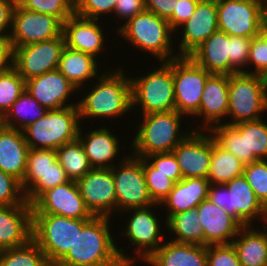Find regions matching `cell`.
<instances>
[{
	"label": "cell",
	"instance_id": "cell-17",
	"mask_svg": "<svg viewBox=\"0 0 267 266\" xmlns=\"http://www.w3.org/2000/svg\"><path fill=\"white\" fill-rule=\"evenodd\" d=\"M86 207L93 216L109 217L117 210L115 182L111 168H93L77 181Z\"/></svg>",
	"mask_w": 267,
	"mask_h": 266
},
{
	"label": "cell",
	"instance_id": "cell-18",
	"mask_svg": "<svg viewBox=\"0 0 267 266\" xmlns=\"http://www.w3.org/2000/svg\"><path fill=\"white\" fill-rule=\"evenodd\" d=\"M194 129L172 151L180 167L182 178H205L212 157V133Z\"/></svg>",
	"mask_w": 267,
	"mask_h": 266
},
{
	"label": "cell",
	"instance_id": "cell-21",
	"mask_svg": "<svg viewBox=\"0 0 267 266\" xmlns=\"http://www.w3.org/2000/svg\"><path fill=\"white\" fill-rule=\"evenodd\" d=\"M25 89L47 110L78 104H66L70 94L78 89L57 69L25 81Z\"/></svg>",
	"mask_w": 267,
	"mask_h": 266
},
{
	"label": "cell",
	"instance_id": "cell-44",
	"mask_svg": "<svg viewBox=\"0 0 267 266\" xmlns=\"http://www.w3.org/2000/svg\"><path fill=\"white\" fill-rule=\"evenodd\" d=\"M26 202L21 182L0 170V205H23Z\"/></svg>",
	"mask_w": 267,
	"mask_h": 266
},
{
	"label": "cell",
	"instance_id": "cell-12",
	"mask_svg": "<svg viewBox=\"0 0 267 266\" xmlns=\"http://www.w3.org/2000/svg\"><path fill=\"white\" fill-rule=\"evenodd\" d=\"M264 4L259 0H217L218 30L229 36L253 38L260 35Z\"/></svg>",
	"mask_w": 267,
	"mask_h": 266
},
{
	"label": "cell",
	"instance_id": "cell-48",
	"mask_svg": "<svg viewBox=\"0 0 267 266\" xmlns=\"http://www.w3.org/2000/svg\"><path fill=\"white\" fill-rule=\"evenodd\" d=\"M145 158L157 169V172L167 174V176L175 182L183 179L177 159L172 152L154 153Z\"/></svg>",
	"mask_w": 267,
	"mask_h": 266
},
{
	"label": "cell",
	"instance_id": "cell-43",
	"mask_svg": "<svg viewBox=\"0 0 267 266\" xmlns=\"http://www.w3.org/2000/svg\"><path fill=\"white\" fill-rule=\"evenodd\" d=\"M243 175L257 199L267 209V160H257L245 165Z\"/></svg>",
	"mask_w": 267,
	"mask_h": 266
},
{
	"label": "cell",
	"instance_id": "cell-26",
	"mask_svg": "<svg viewBox=\"0 0 267 266\" xmlns=\"http://www.w3.org/2000/svg\"><path fill=\"white\" fill-rule=\"evenodd\" d=\"M229 75L212 74L206 81L200 107L194 116L204 117L203 128L209 131L228 114ZM223 117V119H222Z\"/></svg>",
	"mask_w": 267,
	"mask_h": 266
},
{
	"label": "cell",
	"instance_id": "cell-52",
	"mask_svg": "<svg viewBox=\"0 0 267 266\" xmlns=\"http://www.w3.org/2000/svg\"><path fill=\"white\" fill-rule=\"evenodd\" d=\"M145 1H146V11L152 12L168 21L173 15L178 0H145Z\"/></svg>",
	"mask_w": 267,
	"mask_h": 266
},
{
	"label": "cell",
	"instance_id": "cell-24",
	"mask_svg": "<svg viewBox=\"0 0 267 266\" xmlns=\"http://www.w3.org/2000/svg\"><path fill=\"white\" fill-rule=\"evenodd\" d=\"M98 20L73 14L62 23L65 46L96 58L104 47V33Z\"/></svg>",
	"mask_w": 267,
	"mask_h": 266
},
{
	"label": "cell",
	"instance_id": "cell-32",
	"mask_svg": "<svg viewBox=\"0 0 267 266\" xmlns=\"http://www.w3.org/2000/svg\"><path fill=\"white\" fill-rule=\"evenodd\" d=\"M94 56L64 47L57 70L61 72L77 89L89 79L98 76V63Z\"/></svg>",
	"mask_w": 267,
	"mask_h": 266
},
{
	"label": "cell",
	"instance_id": "cell-37",
	"mask_svg": "<svg viewBox=\"0 0 267 266\" xmlns=\"http://www.w3.org/2000/svg\"><path fill=\"white\" fill-rule=\"evenodd\" d=\"M57 160L56 150L30 148L27 155L26 172L21 182L23 192L26 193L40 177H44Z\"/></svg>",
	"mask_w": 267,
	"mask_h": 266
},
{
	"label": "cell",
	"instance_id": "cell-54",
	"mask_svg": "<svg viewBox=\"0 0 267 266\" xmlns=\"http://www.w3.org/2000/svg\"><path fill=\"white\" fill-rule=\"evenodd\" d=\"M14 48L10 36H0V72L13 67Z\"/></svg>",
	"mask_w": 267,
	"mask_h": 266
},
{
	"label": "cell",
	"instance_id": "cell-57",
	"mask_svg": "<svg viewBox=\"0 0 267 266\" xmlns=\"http://www.w3.org/2000/svg\"><path fill=\"white\" fill-rule=\"evenodd\" d=\"M4 127V116L0 113V130Z\"/></svg>",
	"mask_w": 267,
	"mask_h": 266
},
{
	"label": "cell",
	"instance_id": "cell-39",
	"mask_svg": "<svg viewBox=\"0 0 267 266\" xmlns=\"http://www.w3.org/2000/svg\"><path fill=\"white\" fill-rule=\"evenodd\" d=\"M25 90V80L12 67L0 72V113L4 116Z\"/></svg>",
	"mask_w": 267,
	"mask_h": 266
},
{
	"label": "cell",
	"instance_id": "cell-53",
	"mask_svg": "<svg viewBox=\"0 0 267 266\" xmlns=\"http://www.w3.org/2000/svg\"><path fill=\"white\" fill-rule=\"evenodd\" d=\"M16 4L17 0H0V36H10V32L6 30L9 26L12 27L13 11Z\"/></svg>",
	"mask_w": 267,
	"mask_h": 266
},
{
	"label": "cell",
	"instance_id": "cell-42",
	"mask_svg": "<svg viewBox=\"0 0 267 266\" xmlns=\"http://www.w3.org/2000/svg\"><path fill=\"white\" fill-rule=\"evenodd\" d=\"M70 181L66 171L57 160L52 164L49 172L25 193V198L31 205L47 190Z\"/></svg>",
	"mask_w": 267,
	"mask_h": 266
},
{
	"label": "cell",
	"instance_id": "cell-41",
	"mask_svg": "<svg viewBox=\"0 0 267 266\" xmlns=\"http://www.w3.org/2000/svg\"><path fill=\"white\" fill-rule=\"evenodd\" d=\"M17 3L27 10L53 15L62 23L74 14V0H17Z\"/></svg>",
	"mask_w": 267,
	"mask_h": 266
},
{
	"label": "cell",
	"instance_id": "cell-19",
	"mask_svg": "<svg viewBox=\"0 0 267 266\" xmlns=\"http://www.w3.org/2000/svg\"><path fill=\"white\" fill-rule=\"evenodd\" d=\"M153 206L145 208L128 209L133 211L130 216L124 234L127 236L132 245H136L135 254L143 261L149 259L162 245L163 237L161 234L160 221L151 210ZM162 241V242H161Z\"/></svg>",
	"mask_w": 267,
	"mask_h": 266
},
{
	"label": "cell",
	"instance_id": "cell-29",
	"mask_svg": "<svg viewBox=\"0 0 267 266\" xmlns=\"http://www.w3.org/2000/svg\"><path fill=\"white\" fill-rule=\"evenodd\" d=\"M145 262L151 266H207L206 246L169 241Z\"/></svg>",
	"mask_w": 267,
	"mask_h": 266
},
{
	"label": "cell",
	"instance_id": "cell-46",
	"mask_svg": "<svg viewBox=\"0 0 267 266\" xmlns=\"http://www.w3.org/2000/svg\"><path fill=\"white\" fill-rule=\"evenodd\" d=\"M207 266H241L233 244L206 246Z\"/></svg>",
	"mask_w": 267,
	"mask_h": 266
},
{
	"label": "cell",
	"instance_id": "cell-13",
	"mask_svg": "<svg viewBox=\"0 0 267 266\" xmlns=\"http://www.w3.org/2000/svg\"><path fill=\"white\" fill-rule=\"evenodd\" d=\"M211 75L189 56L173 59L176 111L188 116L198 112L206 81Z\"/></svg>",
	"mask_w": 267,
	"mask_h": 266
},
{
	"label": "cell",
	"instance_id": "cell-4",
	"mask_svg": "<svg viewBox=\"0 0 267 266\" xmlns=\"http://www.w3.org/2000/svg\"><path fill=\"white\" fill-rule=\"evenodd\" d=\"M117 31L134 47L148 51L154 55L153 57L158 58L159 62H168L179 57L178 54L173 55L171 34L174 31L169 22L152 12L144 11L137 14L120 28L118 27Z\"/></svg>",
	"mask_w": 267,
	"mask_h": 266
},
{
	"label": "cell",
	"instance_id": "cell-14",
	"mask_svg": "<svg viewBox=\"0 0 267 266\" xmlns=\"http://www.w3.org/2000/svg\"><path fill=\"white\" fill-rule=\"evenodd\" d=\"M64 47L63 34L48 41L16 47L13 68L25 81L56 70Z\"/></svg>",
	"mask_w": 267,
	"mask_h": 266
},
{
	"label": "cell",
	"instance_id": "cell-22",
	"mask_svg": "<svg viewBox=\"0 0 267 266\" xmlns=\"http://www.w3.org/2000/svg\"><path fill=\"white\" fill-rule=\"evenodd\" d=\"M195 209L204 232V246L231 244L243 227L224 209L213 204L209 198L203 200Z\"/></svg>",
	"mask_w": 267,
	"mask_h": 266
},
{
	"label": "cell",
	"instance_id": "cell-47",
	"mask_svg": "<svg viewBox=\"0 0 267 266\" xmlns=\"http://www.w3.org/2000/svg\"><path fill=\"white\" fill-rule=\"evenodd\" d=\"M117 0H74V14L98 20L100 14H111Z\"/></svg>",
	"mask_w": 267,
	"mask_h": 266
},
{
	"label": "cell",
	"instance_id": "cell-51",
	"mask_svg": "<svg viewBox=\"0 0 267 266\" xmlns=\"http://www.w3.org/2000/svg\"><path fill=\"white\" fill-rule=\"evenodd\" d=\"M146 11L145 0H117L114 12L127 23L131 18Z\"/></svg>",
	"mask_w": 267,
	"mask_h": 266
},
{
	"label": "cell",
	"instance_id": "cell-1",
	"mask_svg": "<svg viewBox=\"0 0 267 266\" xmlns=\"http://www.w3.org/2000/svg\"><path fill=\"white\" fill-rule=\"evenodd\" d=\"M109 217L93 216L77 232L67 254L55 266H134V259L118 249L109 228Z\"/></svg>",
	"mask_w": 267,
	"mask_h": 266
},
{
	"label": "cell",
	"instance_id": "cell-38",
	"mask_svg": "<svg viewBox=\"0 0 267 266\" xmlns=\"http://www.w3.org/2000/svg\"><path fill=\"white\" fill-rule=\"evenodd\" d=\"M0 266H51L44 252L31 239L27 244L0 250Z\"/></svg>",
	"mask_w": 267,
	"mask_h": 266
},
{
	"label": "cell",
	"instance_id": "cell-27",
	"mask_svg": "<svg viewBox=\"0 0 267 266\" xmlns=\"http://www.w3.org/2000/svg\"><path fill=\"white\" fill-rule=\"evenodd\" d=\"M29 149L22 130L4 126L0 130V170L22 182Z\"/></svg>",
	"mask_w": 267,
	"mask_h": 266
},
{
	"label": "cell",
	"instance_id": "cell-25",
	"mask_svg": "<svg viewBox=\"0 0 267 266\" xmlns=\"http://www.w3.org/2000/svg\"><path fill=\"white\" fill-rule=\"evenodd\" d=\"M189 57L210 74L239 73L230 64V36L219 30L197 47Z\"/></svg>",
	"mask_w": 267,
	"mask_h": 266
},
{
	"label": "cell",
	"instance_id": "cell-3",
	"mask_svg": "<svg viewBox=\"0 0 267 266\" xmlns=\"http://www.w3.org/2000/svg\"><path fill=\"white\" fill-rule=\"evenodd\" d=\"M143 116L132 140V156L145 158L154 153H171L192 131L181 134V118L178 111L155 112ZM180 130V131H179Z\"/></svg>",
	"mask_w": 267,
	"mask_h": 266
},
{
	"label": "cell",
	"instance_id": "cell-36",
	"mask_svg": "<svg viewBox=\"0 0 267 266\" xmlns=\"http://www.w3.org/2000/svg\"><path fill=\"white\" fill-rule=\"evenodd\" d=\"M56 152L60 165L72 181L77 182L93 169L78 138L57 148Z\"/></svg>",
	"mask_w": 267,
	"mask_h": 266
},
{
	"label": "cell",
	"instance_id": "cell-30",
	"mask_svg": "<svg viewBox=\"0 0 267 266\" xmlns=\"http://www.w3.org/2000/svg\"><path fill=\"white\" fill-rule=\"evenodd\" d=\"M81 127L78 139L83 145L92 168H112V160L120 151L119 139L107 127H101L85 134L83 137ZM110 163V164H109Z\"/></svg>",
	"mask_w": 267,
	"mask_h": 266
},
{
	"label": "cell",
	"instance_id": "cell-8",
	"mask_svg": "<svg viewBox=\"0 0 267 266\" xmlns=\"http://www.w3.org/2000/svg\"><path fill=\"white\" fill-rule=\"evenodd\" d=\"M264 111H267V78L242 72L229 75L227 116L232 120L224 124L259 120Z\"/></svg>",
	"mask_w": 267,
	"mask_h": 266
},
{
	"label": "cell",
	"instance_id": "cell-10",
	"mask_svg": "<svg viewBox=\"0 0 267 266\" xmlns=\"http://www.w3.org/2000/svg\"><path fill=\"white\" fill-rule=\"evenodd\" d=\"M208 198L242 226H252L251 220L260 216L264 223L267 222V209L257 199L243 174L225 184H210Z\"/></svg>",
	"mask_w": 267,
	"mask_h": 266
},
{
	"label": "cell",
	"instance_id": "cell-45",
	"mask_svg": "<svg viewBox=\"0 0 267 266\" xmlns=\"http://www.w3.org/2000/svg\"><path fill=\"white\" fill-rule=\"evenodd\" d=\"M247 65H254V71L248 69L242 73L261 75L267 78V40L260 34L252 38L249 47Z\"/></svg>",
	"mask_w": 267,
	"mask_h": 266
},
{
	"label": "cell",
	"instance_id": "cell-23",
	"mask_svg": "<svg viewBox=\"0 0 267 266\" xmlns=\"http://www.w3.org/2000/svg\"><path fill=\"white\" fill-rule=\"evenodd\" d=\"M32 239V205H0V250L20 247Z\"/></svg>",
	"mask_w": 267,
	"mask_h": 266
},
{
	"label": "cell",
	"instance_id": "cell-40",
	"mask_svg": "<svg viewBox=\"0 0 267 266\" xmlns=\"http://www.w3.org/2000/svg\"><path fill=\"white\" fill-rule=\"evenodd\" d=\"M142 166L150 197L155 203L160 204L176 182L167 174L157 172V169L146 158H142Z\"/></svg>",
	"mask_w": 267,
	"mask_h": 266
},
{
	"label": "cell",
	"instance_id": "cell-15",
	"mask_svg": "<svg viewBox=\"0 0 267 266\" xmlns=\"http://www.w3.org/2000/svg\"><path fill=\"white\" fill-rule=\"evenodd\" d=\"M9 30L13 48H16L59 37L62 22L53 15L27 10L17 3Z\"/></svg>",
	"mask_w": 267,
	"mask_h": 266
},
{
	"label": "cell",
	"instance_id": "cell-49",
	"mask_svg": "<svg viewBox=\"0 0 267 266\" xmlns=\"http://www.w3.org/2000/svg\"><path fill=\"white\" fill-rule=\"evenodd\" d=\"M251 41L252 38L248 37L230 36V64L239 73L247 66Z\"/></svg>",
	"mask_w": 267,
	"mask_h": 266
},
{
	"label": "cell",
	"instance_id": "cell-31",
	"mask_svg": "<svg viewBox=\"0 0 267 266\" xmlns=\"http://www.w3.org/2000/svg\"><path fill=\"white\" fill-rule=\"evenodd\" d=\"M263 229L243 226L232 241L241 266H267V225Z\"/></svg>",
	"mask_w": 267,
	"mask_h": 266
},
{
	"label": "cell",
	"instance_id": "cell-50",
	"mask_svg": "<svg viewBox=\"0 0 267 266\" xmlns=\"http://www.w3.org/2000/svg\"><path fill=\"white\" fill-rule=\"evenodd\" d=\"M201 0H178L172 17L168 20L173 31H177L194 13ZM177 29V30H176Z\"/></svg>",
	"mask_w": 267,
	"mask_h": 266
},
{
	"label": "cell",
	"instance_id": "cell-9",
	"mask_svg": "<svg viewBox=\"0 0 267 266\" xmlns=\"http://www.w3.org/2000/svg\"><path fill=\"white\" fill-rule=\"evenodd\" d=\"M141 77L131 78L132 108L139 105L143 115L176 110L173 59Z\"/></svg>",
	"mask_w": 267,
	"mask_h": 266
},
{
	"label": "cell",
	"instance_id": "cell-2",
	"mask_svg": "<svg viewBox=\"0 0 267 266\" xmlns=\"http://www.w3.org/2000/svg\"><path fill=\"white\" fill-rule=\"evenodd\" d=\"M102 73L96 85L78 101L79 118H111L132 110L131 77L121 68Z\"/></svg>",
	"mask_w": 267,
	"mask_h": 266
},
{
	"label": "cell",
	"instance_id": "cell-35",
	"mask_svg": "<svg viewBox=\"0 0 267 266\" xmlns=\"http://www.w3.org/2000/svg\"><path fill=\"white\" fill-rule=\"evenodd\" d=\"M47 111L48 110L44 108L35 98H33L25 89L4 115V126L23 130L29 124L44 117Z\"/></svg>",
	"mask_w": 267,
	"mask_h": 266
},
{
	"label": "cell",
	"instance_id": "cell-55",
	"mask_svg": "<svg viewBox=\"0 0 267 266\" xmlns=\"http://www.w3.org/2000/svg\"><path fill=\"white\" fill-rule=\"evenodd\" d=\"M263 24L267 28V2L264 4V20H263Z\"/></svg>",
	"mask_w": 267,
	"mask_h": 266
},
{
	"label": "cell",
	"instance_id": "cell-5",
	"mask_svg": "<svg viewBox=\"0 0 267 266\" xmlns=\"http://www.w3.org/2000/svg\"><path fill=\"white\" fill-rule=\"evenodd\" d=\"M214 140L244 165L267 160V122L262 119L236 125L218 124L210 130Z\"/></svg>",
	"mask_w": 267,
	"mask_h": 266
},
{
	"label": "cell",
	"instance_id": "cell-28",
	"mask_svg": "<svg viewBox=\"0 0 267 266\" xmlns=\"http://www.w3.org/2000/svg\"><path fill=\"white\" fill-rule=\"evenodd\" d=\"M209 181L205 178H185L175 183L170 193L161 201L167 206L166 221L174 214L195 209L208 198Z\"/></svg>",
	"mask_w": 267,
	"mask_h": 266
},
{
	"label": "cell",
	"instance_id": "cell-33",
	"mask_svg": "<svg viewBox=\"0 0 267 266\" xmlns=\"http://www.w3.org/2000/svg\"><path fill=\"white\" fill-rule=\"evenodd\" d=\"M244 166L230 151L223 149L212 136V157L207 175L210 184H225L231 181L243 174Z\"/></svg>",
	"mask_w": 267,
	"mask_h": 266
},
{
	"label": "cell",
	"instance_id": "cell-7",
	"mask_svg": "<svg viewBox=\"0 0 267 266\" xmlns=\"http://www.w3.org/2000/svg\"><path fill=\"white\" fill-rule=\"evenodd\" d=\"M80 122L78 107L67 106L48 110L22 131L29 148L56 150L78 138Z\"/></svg>",
	"mask_w": 267,
	"mask_h": 266
},
{
	"label": "cell",
	"instance_id": "cell-16",
	"mask_svg": "<svg viewBox=\"0 0 267 266\" xmlns=\"http://www.w3.org/2000/svg\"><path fill=\"white\" fill-rule=\"evenodd\" d=\"M32 214H53L75 219H91L76 181H68L45 191L33 204Z\"/></svg>",
	"mask_w": 267,
	"mask_h": 266
},
{
	"label": "cell",
	"instance_id": "cell-6",
	"mask_svg": "<svg viewBox=\"0 0 267 266\" xmlns=\"http://www.w3.org/2000/svg\"><path fill=\"white\" fill-rule=\"evenodd\" d=\"M90 219H75L53 214H32V240L55 266L73 246L77 232Z\"/></svg>",
	"mask_w": 267,
	"mask_h": 266
},
{
	"label": "cell",
	"instance_id": "cell-11",
	"mask_svg": "<svg viewBox=\"0 0 267 266\" xmlns=\"http://www.w3.org/2000/svg\"><path fill=\"white\" fill-rule=\"evenodd\" d=\"M119 165V166H118ZM114 165L112 175L115 182L117 212L148 206H160L155 203L148 192L142 166V157L130 156Z\"/></svg>",
	"mask_w": 267,
	"mask_h": 266
},
{
	"label": "cell",
	"instance_id": "cell-56",
	"mask_svg": "<svg viewBox=\"0 0 267 266\" xmlns=\"http://www.w3.org/2000/svg\"><path fill=\"white\" fill-rule=\"evenodd\" d=\"M261 35L267 40V28L263 25Z\"/></svg>",
	"mask_w": 267,
	"mask_h": 266
},
{
	"label": "cell",
	"instance_id": "cell-20",
	"mask_svg": "<svg viewBox=\"0 0 267 266\" xmlns=\"http://www.w3.org/2000/svg\"><path fill=\"white\" fill-rule=\"evenodd\" d=\"M178 56H189L218 30L217 0H201L194 13L183 23Z\"/></svg>",
	"mask_w": 267,
	"mask_h": 266
},
{
	"label": "cell",
	"instance_id": "cell-34",
	"mask_svg": "<svg viewBox=\"0 0 267 266\" xmlns=\"http://www.w3.org/2000/svg\"><path fill=\"white\" fill-rule=\"evenodd\" d=\"M165 225L170 230L169 232L176 235V238L171 241L204 246V232L196 209L172 215L165 221Z\"/></svg>",
	"mask_w": 267,
	"mask_h": 266
}]
</instances>
